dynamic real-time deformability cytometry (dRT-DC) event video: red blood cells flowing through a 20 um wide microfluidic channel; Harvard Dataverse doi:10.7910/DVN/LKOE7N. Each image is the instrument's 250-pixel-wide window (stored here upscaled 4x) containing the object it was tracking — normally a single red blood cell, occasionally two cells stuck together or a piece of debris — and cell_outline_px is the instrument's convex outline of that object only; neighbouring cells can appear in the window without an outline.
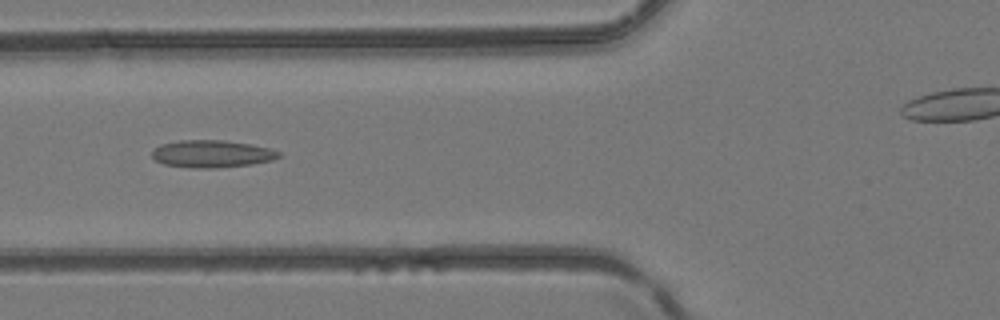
{"species": "common noctule bat (a hibernating species)", "species_latin": "Nyctalus noctula", "temperature_condition": "room temperature", "stored_images_in_passage": 2, "camera_frame_rate_fps": 3000, "um_per_image_px": 0.085, "animal": {"sex": "female", "body_mass_g": 24.6, "forearm_length_mm": 56.2}, "frame": {"image": 1, "passage_image": 2, "time_ms": 0.333, "image_size_px": [1000, 320], "cell_outline_px": [[280, 156], [272, 160], [252, 164], [216, 168], [192, 168], [164, 164], [156, 160], [152, 156], [152, 152], [160, 144], [180, 140], [224, 140], [252, 144], [272, 148], [280, 152]], "centroid_in_image_um": [18.04, 13.07], "position_along_channel_um": 107.8, "area_um2": 20.29}}